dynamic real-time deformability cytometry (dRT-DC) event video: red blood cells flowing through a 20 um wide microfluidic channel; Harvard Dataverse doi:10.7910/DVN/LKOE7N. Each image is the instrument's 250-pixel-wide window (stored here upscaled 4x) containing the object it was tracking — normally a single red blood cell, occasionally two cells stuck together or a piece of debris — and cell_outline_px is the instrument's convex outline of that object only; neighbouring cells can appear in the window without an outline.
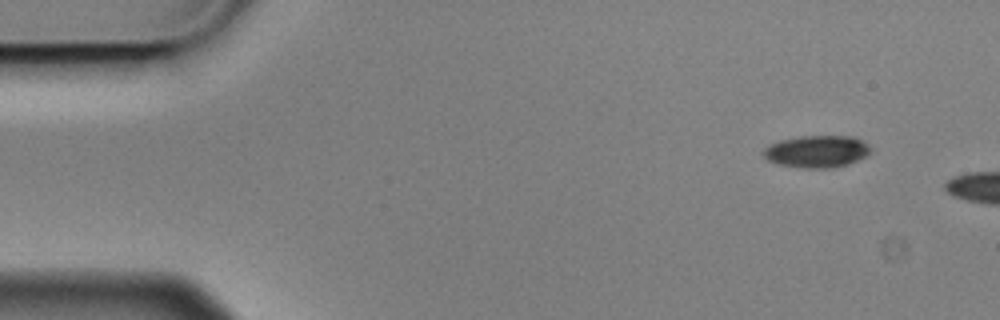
{"species": "Egyptian fruit bat (a non-hibernating species)", "species_latin": "Rousettus aegyptiacus", "temperature_condition": "cold", "stored_images_in_passage": 2, "camera_frame_rate_fps": 3000, "um_per_image_px": 0.085, "animal": {"sex": "male"}, "frame": {"image": 1, "passage_image": 1, "time_ms": 0.0, "image_size_px": [1000, 320], "cell_outline_px": [[868, 152], [864, 156], [848, 164], [832, 168], [804, 168], [780, 164], [768, 160], [760, 152], [768, 144], [780, 140], [800, 136], [852, 136], [868, 144]], "centroid_in_image_um": [69.36, 12.87], "position_along_channel_um": 15.6, "area_um2": 19.88}}